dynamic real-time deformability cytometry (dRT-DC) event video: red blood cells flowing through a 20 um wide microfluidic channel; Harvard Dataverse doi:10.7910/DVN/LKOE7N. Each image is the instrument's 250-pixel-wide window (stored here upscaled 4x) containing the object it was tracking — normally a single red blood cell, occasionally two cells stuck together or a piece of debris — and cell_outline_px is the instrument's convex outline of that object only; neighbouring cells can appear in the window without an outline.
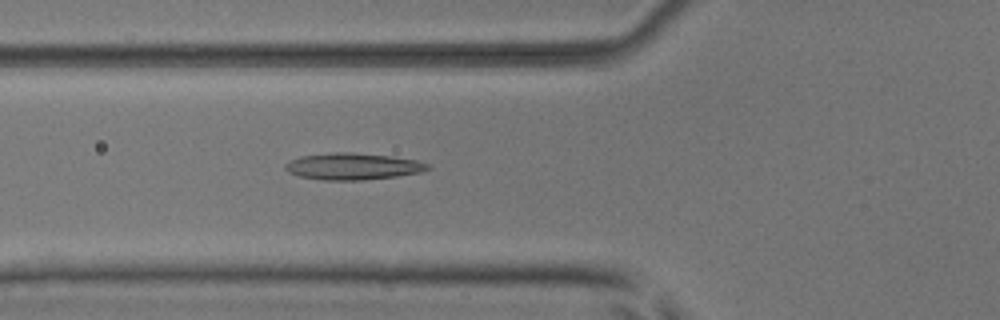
{"species": "common noctule bat (a hibernating species)", "species_latin": "Nyctalus noctula", "temperature_condition": "room temperature", "stored_images_in_passage": 41, "camera_frame_rate_fps": 3000, "um_per_image_px": 0.085, "animal": {"sex": "male", "body_mass_g": 17.9, "forearm_length_mm": 54.2}, "frame": {"image": 1, "passage_image": 9, "time_ms": 2.667, "image_size_px": [1000, 320], "cell_outline_px": [[432, 168], [420, 172], [396, 176], [364, 180], [324, 180], [300, 176], [288, 172], [284, 168], [284, 164], [300, 156], [336, 152], [352, 152], [392, 156], [416, 160], [428, 164]], "centroid_in_image_um": [29.99, 14.14], "position_along_channel_um": 95.8, "area_um2": 22.08}}
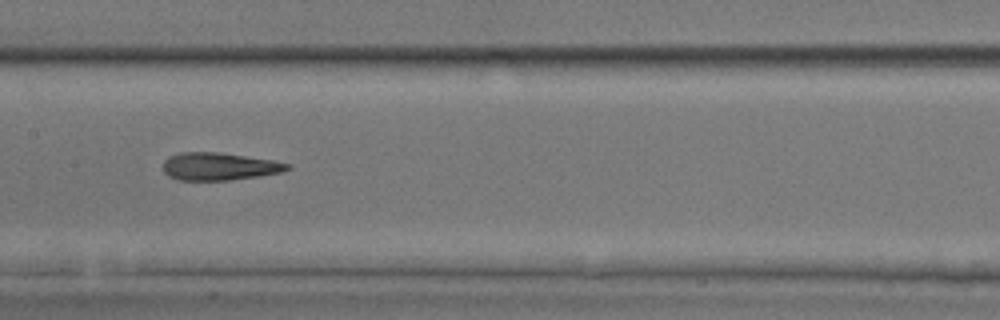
{"frame": {"image": 2, "passage_image": 16, "time_ms": 5.0, "image_size_px": [1000, 320], "cell_outline_px": [[292, 168], [280, 172], [260, 176], [228, 180], [176, 180], [168, 176], [164, 172], [164, 160], [168, 156], [180, 152], [220, 152], [272, 160], [292, 164]], "centroid_in_image_um": [18.62, 14.14], "position_along_channel_um": 188.8, "area_um2": 20.11}}
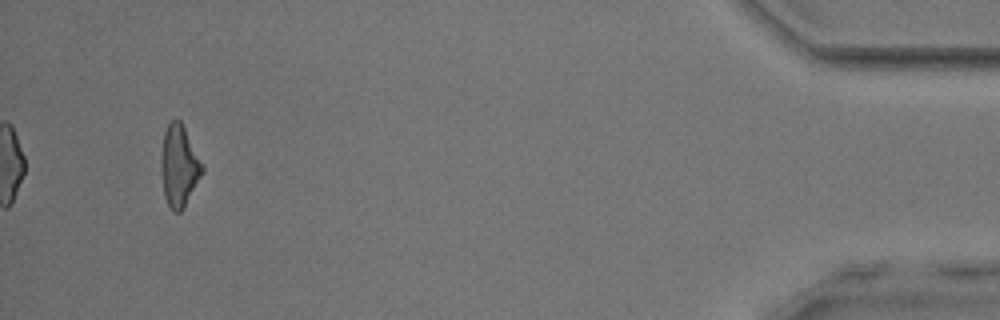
{"frame": {"image": 3, "passage_image": 39, "time_ms": 12.667, "image_size_px": [1000, 320], "cell_outline_px": [[204, 172], [184, 208], [180, 212], [172, 212], [164, 196], [160, 172], [160, 156], [164, 132], [168, 124], [172, 120], [180, 120], [204, 164]], "centroid_in_image_um": [15.22, 14.13], "position_along_channel_um": 420.0, "area_um2": 19.94}, "authors_computed_cell_mechanics": {"area_um2": 20.1144, "velocity_mm_per_s": 3.9772, "shape_relaxation_time_tau1_ms": null, "shape_relaxation_time_tau2_ms": 2.1445, "deformation_change_tau1": null, "deformation_change_tau2": 0.1251}}